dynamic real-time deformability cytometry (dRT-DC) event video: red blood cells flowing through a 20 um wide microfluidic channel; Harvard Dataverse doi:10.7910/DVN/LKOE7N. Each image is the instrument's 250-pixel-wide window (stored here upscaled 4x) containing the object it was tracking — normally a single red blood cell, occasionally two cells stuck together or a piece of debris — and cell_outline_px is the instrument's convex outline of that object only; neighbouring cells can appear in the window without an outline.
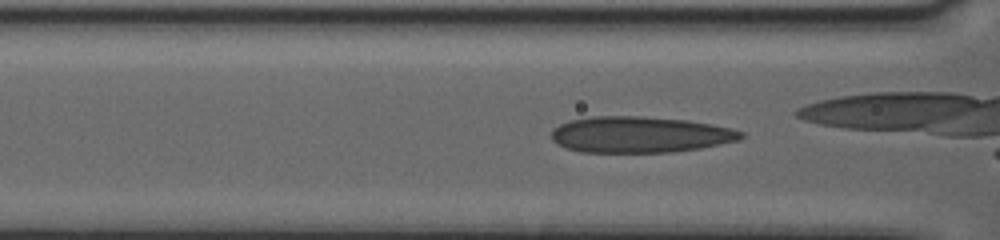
{"species": "human", "species_latin": "Homo sapiens", "temperature_condition": "warm", "stored_images_in_passage": 29, "camera_frame_rate_fps": 3000, "um_per_image_px": 0.085, "donor": {"sex": "female"}, "frame": {"image": 1, "passage_image": 3, "time_ms": 0.667, "image_size_px": [1000, 240], "cell_outline_px": [[744, 136], [740, 140], [700, 148], [672, 152], [580, 152], [556, 144], [552, 140], [552, 128], [568, 120], [592, 116], [644, 116], [688, 120], [712, 124], [732, 128], [744, 132]], "centroid_in_image_um": [54.39, 11.43], "position_along_channel_um": 112.2, "area_um2": 40.23}}
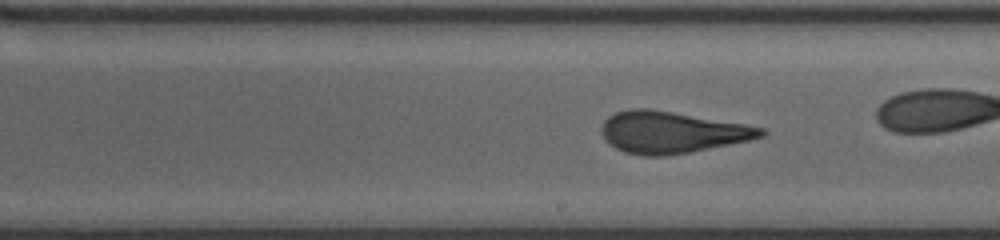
{"frame": {"image": 2, "passage_image": 14, "time_ms": 4.333, "image_size_px": [1000, 240], "cell_outline_px": [[768, 132], [764, 136], [748, 140], [688, 152], [664, 156], [644, 156], [624, 152], [608, 144], [600, 128], [604, 120], [608, 116], [616, 112], [628, 108], [648, 108], [744, 124], [764, 128]], "centroid_in_image_um": [57.04, 11.24], "position_along_channel_um": 232.0, "area_um2": 38.44}}
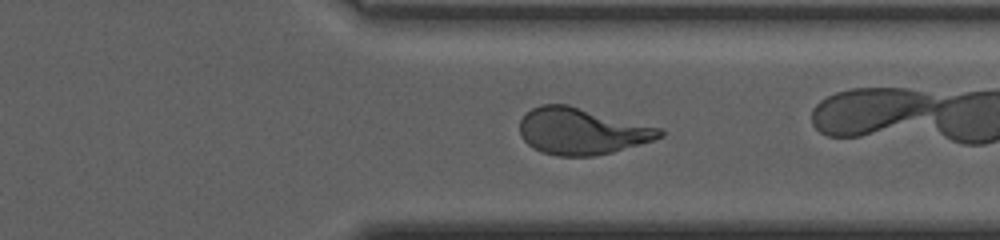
{"frame": {"image": 3, "passage_image": 26, "time_ms": 8.333, "image_size_px": [1000, 240], "cell_outline_px": [[664, 136], [652, 140], [612, 152], [592, 156], [556, 156], [540, 152], [528, 144], [520, 136], [520, 120], [532, 108], [540, 104], [568, 104], [664, 128]], "centroid_in_image_um": [49.46, 11.14], "position_along_channel_um": 361.9, "area_um2": 38.21}}